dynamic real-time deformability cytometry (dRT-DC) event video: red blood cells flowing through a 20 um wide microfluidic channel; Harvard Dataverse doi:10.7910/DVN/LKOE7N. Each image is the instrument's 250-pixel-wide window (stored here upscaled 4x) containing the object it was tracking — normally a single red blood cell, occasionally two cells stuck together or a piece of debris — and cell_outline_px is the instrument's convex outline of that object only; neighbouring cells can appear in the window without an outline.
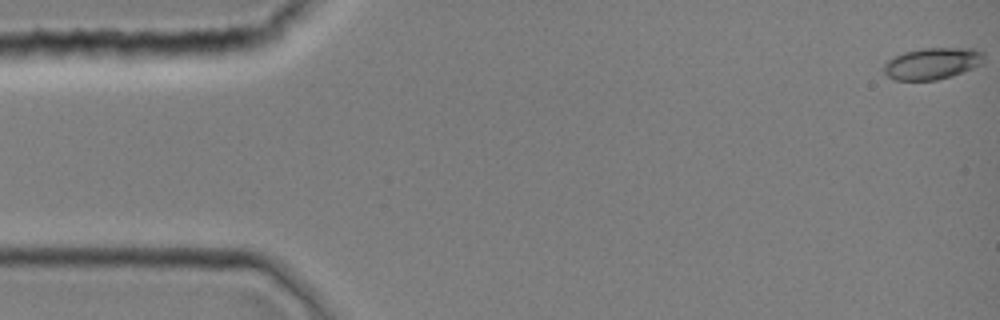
{"species": "common noctule bat (a hibernating species)", "species_latin": "Nyctalus noctula", "temperature_condition": "room temperature", "stored_images_in_passage": 44, "camera_frame_rate_fps": 3000, "um_per_image_px": 0.085, "animal": {"sex": "female", "body_mass_g": 19.0, "forearm_length_mm": 51.5}, "frame": {"image": 1, "passage_image": 1, "time_ms": 0.0, "image_size_px": [1000, 320], "cell_outline_px": [[984, 60], [980, 64], [972, 68], [952, 76], [936, 80], [896, 80], [888, 76], [880, 68], [892, 56], [904, 52], [920, 48], [976, 48], [984, 52]], "centroid_in_image_um": [79.22, 5.38], "position_along_channel_um": 5.8, "area_um2": 18.67}}
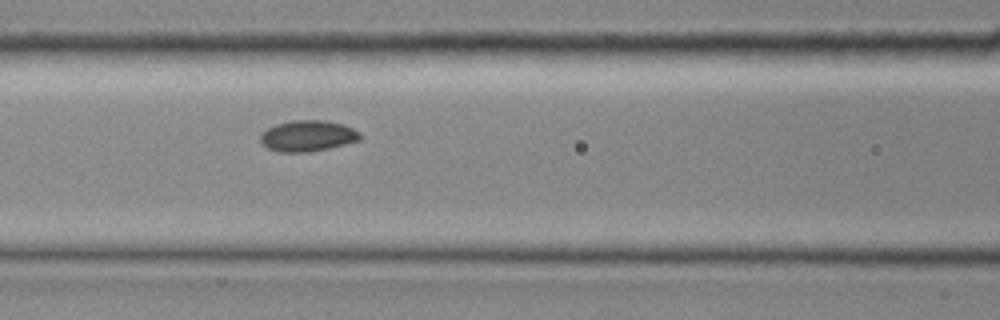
{"frame": {"image": 2, "passage_image": 19, "time_ms": 6.0, "image_size_px": [1000, 320], "cell_outline_px": [[364, 136], [360, 140], [328, 148], [308, 152], [280, 152], [268, 148], [260, 144], [260, 136], [268, 128], [276, 124], [292, 120], [324, 120], [344, 124], [360, 132]], "centroid_in_image_um": [26.17, 11.55], "position_along_channel_um": 140.4, "area_um2": 18.09}}
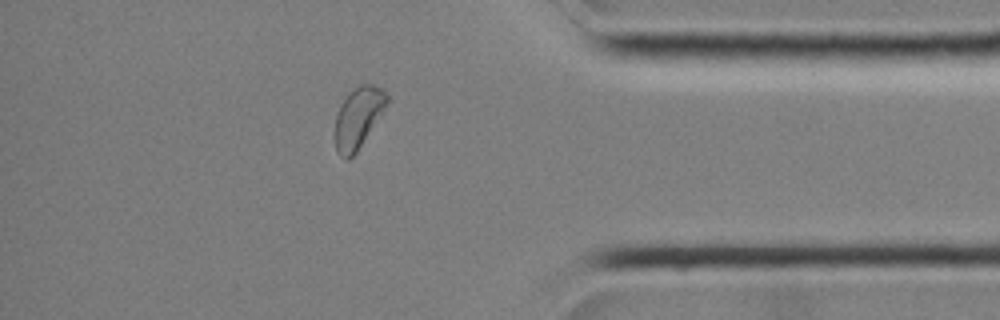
{"frame": {"image": 3, "passage_image": 38, "time_ms": 12.333, "image_size_px": [1000, 320], "cell_outline_px": [[388, 100], [384, 108], [356, 152], [348, 160], [344, 160], [336, 152], [332, 136], [336, 116], [340, 104], [360, 84], [372, 84], [380, 88], [388, 96]], "centroid_in_image_um": [30.36, 10.06], "position_along_channel_um": 404.8, "area_um2": 18.15}}